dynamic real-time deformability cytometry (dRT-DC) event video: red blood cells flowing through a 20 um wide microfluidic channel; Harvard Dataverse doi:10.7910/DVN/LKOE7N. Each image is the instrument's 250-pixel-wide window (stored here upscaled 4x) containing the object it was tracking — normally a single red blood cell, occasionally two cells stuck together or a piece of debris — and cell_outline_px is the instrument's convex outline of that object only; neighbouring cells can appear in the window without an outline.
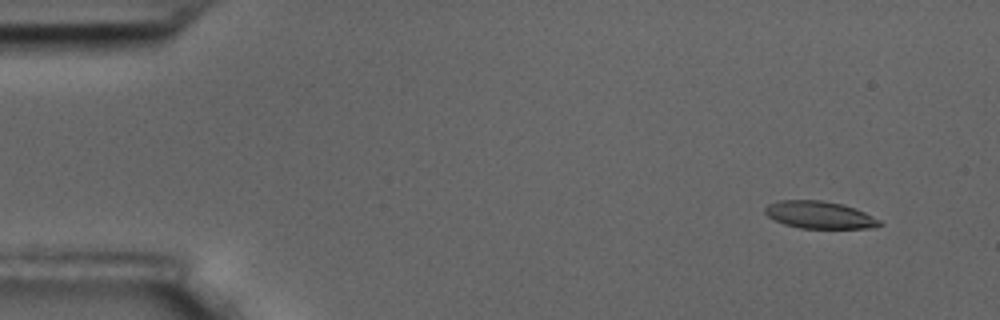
{"species": "common noctule bat (a hibernating species)", "species_latin": "Nyctalus noctula", "temperature_condition": "room temperature", "stored_images_in_passage": 6, "camera_frame_rate_fps": 3000, "um_per_image_px": 0.085, "animal": {"sex": "male", "body_mass_g": 17.5, "forearm_length_mm": 52.3}, "frame": {"image": 1, "passage_image": 2, "time_ms": 0.333, "image_size_px": [1000, 320], "cell_outline_px": [[884, 224], [876, 228], [800, 228], [784, 224], [768, 216], [764, 212], [764, 208], [768, 204], [780, 200], [820, 200], [844, 204], [856, 208], [880, 220]], "centroid_in_image_um": [69.69, 18.26], "position_along_channel_um": 15.3, "area_um2": 18.32}}
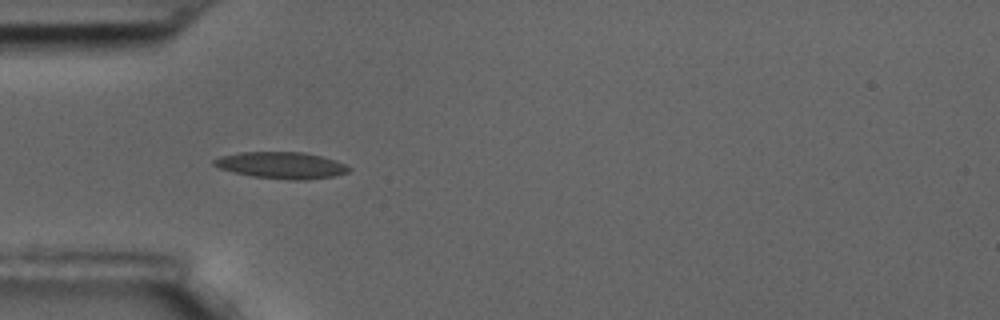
{"frame": {"image": 2, "passage_image": 5, "time_ms": 1.333, "image_size_px": [1000, 320], "cell_outline_px": [[352, 168], [348, 172], [332, 176], [304, 180], [288, 180], [252, 176], [232, 172], [220, 168], [212, 164], [212, 160], [220, 156], [240, 152], [304, 152], [336, 160]], "centroid_in_image_um": [23.9, 14.05], "position_along_channel_um": 61.1, "area_um2": 20.92}}
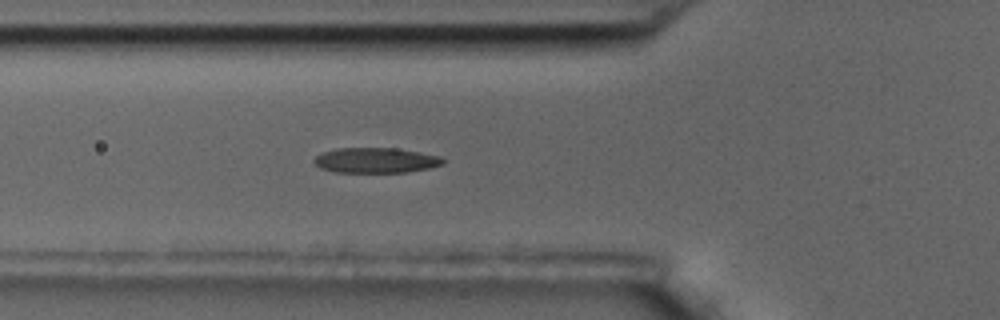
{"frame": {"image": 3, "passage_image": 6, "time_ms": 1.667, "image_size_px": [1000, 320], "cell_outline_px": [[444, 164], [428, 168], [408, 172], [336, 172], [320, 168], [312, 160], [320, 152], [336, 148], [396, 148], [440, 156], [444, 160]], "centroid_in_image_um": [31.91, 13.62], "position_along_channel_um": 93.9, "area_um2": 18.96}}